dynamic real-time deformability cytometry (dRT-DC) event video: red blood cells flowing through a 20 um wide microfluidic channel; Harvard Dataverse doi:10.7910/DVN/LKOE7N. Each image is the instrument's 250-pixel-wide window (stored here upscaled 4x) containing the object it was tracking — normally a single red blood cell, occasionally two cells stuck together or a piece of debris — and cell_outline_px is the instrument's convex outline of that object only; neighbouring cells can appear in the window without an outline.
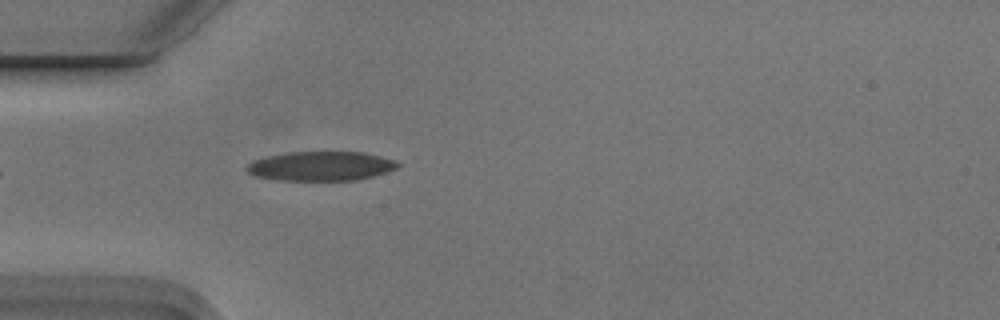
{"species": "Egyptian fruit bat (a non-hibernating species)", "species_latin": "Rousettus aegyptiacus", "temperature_condition": "cold", "stored_images_in_passage": 3, "camera_frame_rate_fps": 3000, "um_per_image_px": 0.085, "animal": {"sex": "male"}, "frame": {"image": 1, "passage_image": 3, "time_ms": 0.667, "image_size_px": [1000, 320], "cell_outline_px": [[400, 164], [396, 168], [372, 176], [356, 180], [280, 180], [252, 176], [244, 168], [252, 160], [268, 156], [288, 152], [364, 152], [396, 160]], "centroid_in_image_um": [27.23, 14.11], "position_along_channel_um": 57.8, "area_um2": 25.78}}